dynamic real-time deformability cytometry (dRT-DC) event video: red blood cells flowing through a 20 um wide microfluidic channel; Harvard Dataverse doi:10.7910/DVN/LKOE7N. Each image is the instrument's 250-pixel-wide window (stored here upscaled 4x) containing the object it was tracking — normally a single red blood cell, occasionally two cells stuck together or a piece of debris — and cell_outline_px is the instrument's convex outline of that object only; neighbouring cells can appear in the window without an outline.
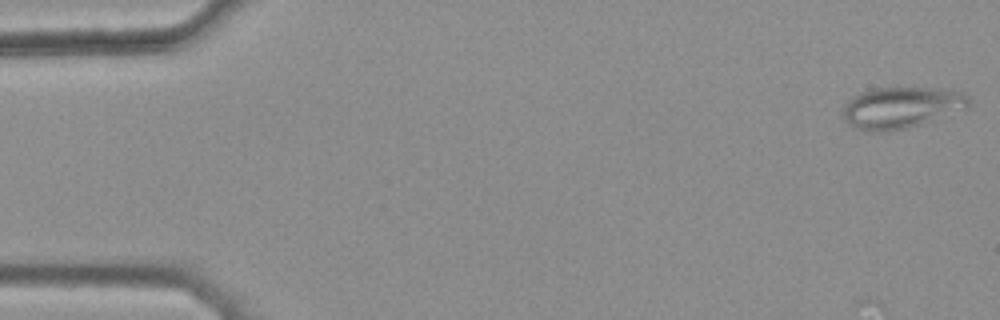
{"species": "common noctule bat (a hibernating species)", "species_latin": "Nyctalus noctula", "temperature_condition": "warm", "stored_images_in_passage": 5, "camera_frame_rate_fps": 3000, "um_per_image_px": 0.085, "animal": {"sex": "female", "body_mass_g": 25.1}, "frame": {"image": 1, "passage_image": 1, "time_ms": 0.0, "image_size_px": [1000, 320], "cell_outline_px": [[968, 108], [908, 128], [888, 132], [868, 132], [856, 128], [848, 124], [844, 120], [844, 108], [848, 100], [860, 92], [872, 88], [940, 88], [964, 92], [968, 96]], "centroid_in_image_um": [76.6, 9.15], "position_along_channel_um": 8.4, "area_um2": 30.4}}